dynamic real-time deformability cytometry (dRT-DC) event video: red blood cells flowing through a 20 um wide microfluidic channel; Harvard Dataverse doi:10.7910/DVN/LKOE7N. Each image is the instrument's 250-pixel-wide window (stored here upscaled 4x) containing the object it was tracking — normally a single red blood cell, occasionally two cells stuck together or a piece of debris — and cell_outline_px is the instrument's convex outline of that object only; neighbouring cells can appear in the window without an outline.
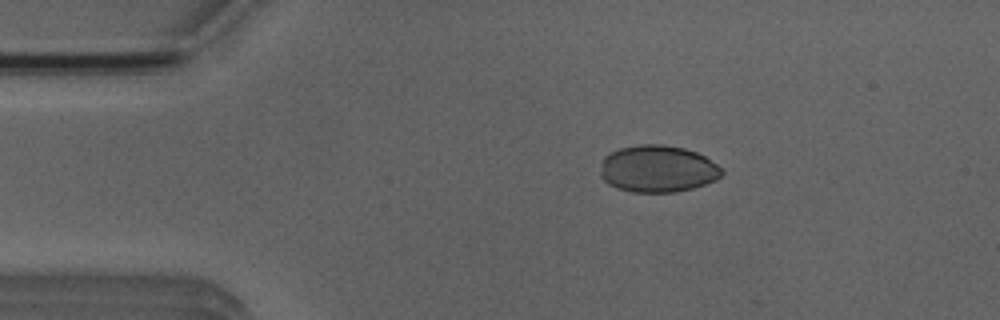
{"species": "Egyptian fruit bat (a non-hibernating species)", "species_latin": "Rousettus aegyptiacus", "temperature_condition": "room temperature", "stored_images_in_passage": 21, "camera_frame_rate_fps": 3000, "um_per_image_px": 0.085, "animal": {"sex": "male"}, "frame": {"image": 1, "passage_image": 9, "time_ms": 2.667, "image_size_px": [1000, 320], "cell_outline_px": [[724, 172], [716, 180], [692, 188], [676, 192], [632, 192], [616, 188], [608, 184], [600, 176], [600, 172], [604, 156], [620, 148], [640, 144], [664, 144], [684, 148], [696, 152], [704, 156], [716, 164]], "centroid_in_image_um": [55.89, 14.35], "position_along_channel_um": 29.1, "area_um2": 33.23}}